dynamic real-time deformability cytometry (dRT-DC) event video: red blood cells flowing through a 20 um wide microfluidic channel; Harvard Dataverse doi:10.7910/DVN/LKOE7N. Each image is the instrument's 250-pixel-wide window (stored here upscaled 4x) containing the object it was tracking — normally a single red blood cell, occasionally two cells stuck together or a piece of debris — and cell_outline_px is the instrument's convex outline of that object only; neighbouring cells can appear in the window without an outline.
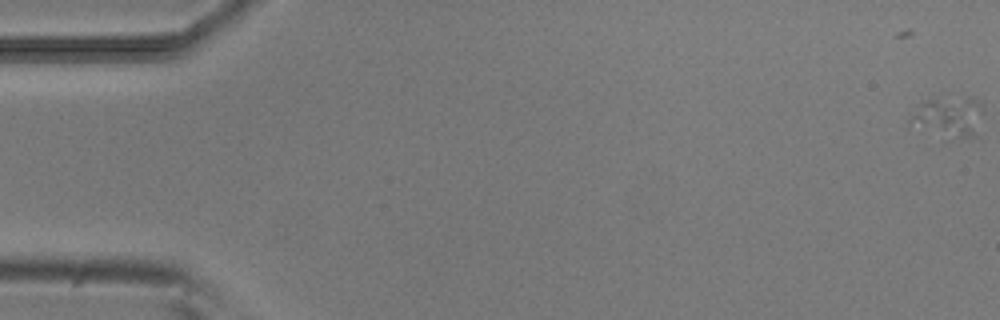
{"species": "common noctule bat (a hibernating species)", "species_latin": "Nyctalus noctula", "temperature_condition": "room temperature", "stored_images_in_passage": 3, "camera_frame_rate_fps": 3000, "um_per_image_px": 0.085, "animal": {"sex": "male", "body_mass_g": 20.5, "forearm_length_mm": 52.5}, "frame": {"image": 1, "passage_image": 3, "time_ms": 0.667, "image_size_px": [1000, 320], "cell_outline_px": [[976, 136], [960, 136], [920, 132], [908, 120], [920, 104], [924, 100], [936, 100], [960, 116], [964, 120]], "centroid_in_image_um": [79.82, 10.21], "position_along_channel_um": 5.2, "area_um2": 10.81}}